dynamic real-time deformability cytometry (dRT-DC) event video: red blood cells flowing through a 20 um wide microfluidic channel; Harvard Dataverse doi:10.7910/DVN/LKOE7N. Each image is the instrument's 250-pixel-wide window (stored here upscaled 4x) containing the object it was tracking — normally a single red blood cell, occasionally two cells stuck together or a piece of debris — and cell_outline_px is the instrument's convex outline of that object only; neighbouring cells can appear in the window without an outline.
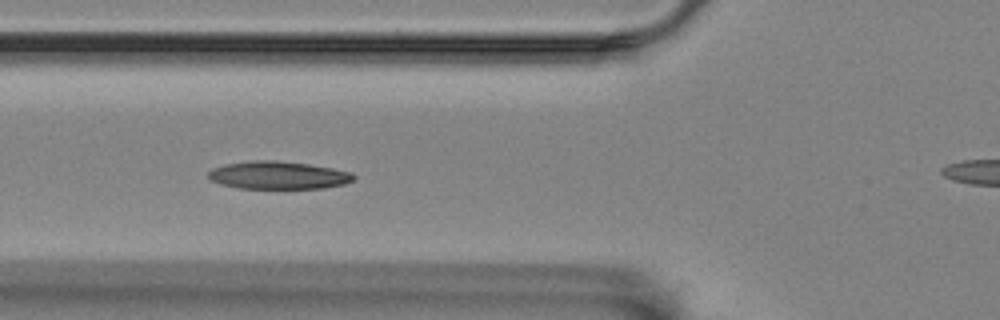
{"species": "Egyptian fruit bat (a non-hibernating species)", "species_latin": "Rousettus aegyptiacus", "temperature_condition": "room temperature", "stored_images_in_passage": 4, "segment_of_instrument_passage": [1, 2], "camera_frame_rate_fps": 3000, "um_per_image_px": 0.085, "animal": {"sex": "female"}, "frame": {"image": 1, "passage_image": 2, "time_ms": 0.333, "image_size_px": [1000, 320], "cell_outline_px": [[356, 176], [352, 180], [344, 184], [324, 188], [236, 188], [220, 184], [208, 180], [208, 172], [212, 168], [224, 164], [252, 160], [276, 160], [308, 164], [332, 168], [352, 172]], "centroid_in_image_um": [23.61, 14.89], "position_along_channel_um": 102.2, "area_um2": 23.7}}
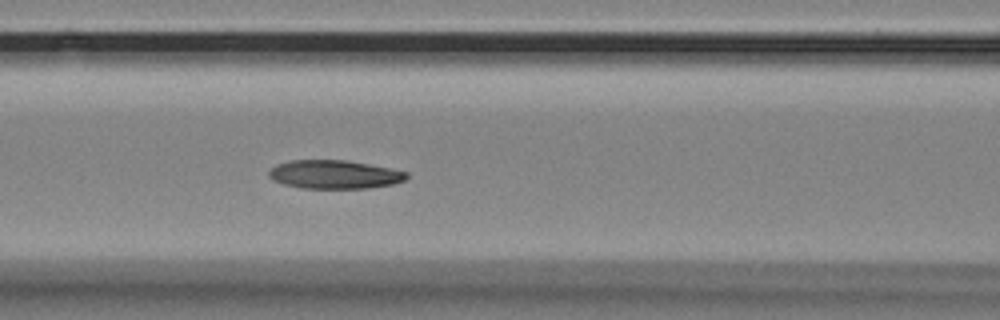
{"frame": {"image": 2, "passage_image": 3, "time_ms": 0.667, "image_size_px": [1000, 320], "cell_outline_px": [[408, 176], [404, 180], [392, 184], [368, 188], [300, 188], [284, 184], [272, 180], [268, 176], [268, 172], [276, 164], [292, 160], [348, 160], [392, 168], [408, 172]], "centroid_in_image_um": [28.42, 14.82], "position_along_channel_um": 138.2, "area_um2": 23.0}}